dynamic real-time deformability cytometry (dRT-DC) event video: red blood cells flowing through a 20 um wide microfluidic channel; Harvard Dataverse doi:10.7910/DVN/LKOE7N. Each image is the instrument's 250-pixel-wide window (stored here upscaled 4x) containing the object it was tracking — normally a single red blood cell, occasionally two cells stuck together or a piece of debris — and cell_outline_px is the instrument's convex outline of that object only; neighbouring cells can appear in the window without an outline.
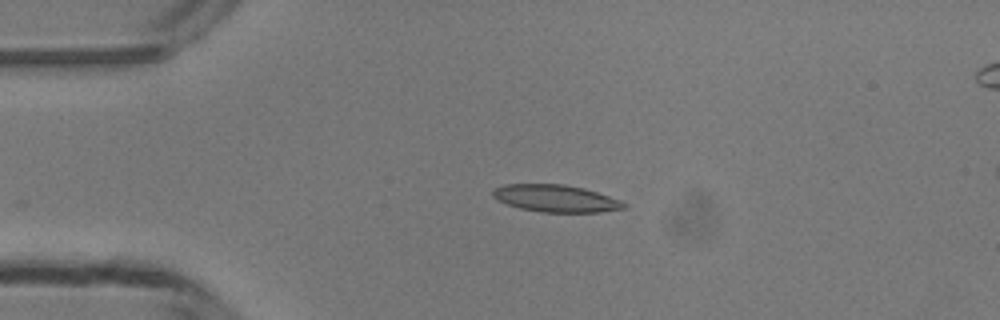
{"species": "common noctule bat (a hibernating species)", "species_latin": "Nyctalus noctula", "temperature_condition": "room temperature", "stored_images_in_passage": 32, "camera_frame_rate_fps": 3000, "um_per_image_px": 0.085, "animal": {"sex": "male", "body_mass_g": 13.3}, "frame": {"image": 1, "passage_image": 1, "time_ms": 0.0, "image_size_px": [1000, 320], "cell_outline_px": [[628, 204], [624, 208], [600, 212], [540, 212], [520, 208], [508, 204], [492, 196], [492, 192], [496, 188], [504, 184], [564, 184], [584, 188], [620, 200]], "centroid_in_image_um": [47.25, 16.86], "position_along_channel_um": 37.7, "area_um2": 20.58}}
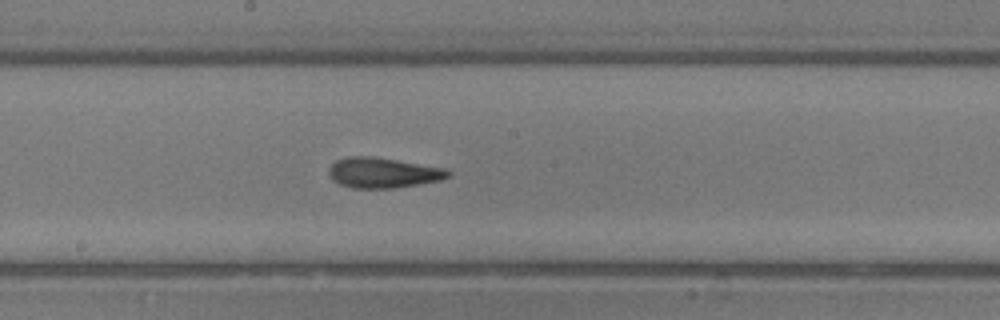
{"frame": {"image": 2, "passage_image": 16, "time_ms": 5.0, "image_size_px": [1000, 320], "cell_outline_px": [[452, 176], [440, 180], [420, 184], [396, 188], [352, 188], [340, 184], [332, 180], [328, 176], [328, 168], [336, 160], [348, 156], [372, 156], [448, 168], [452, 172]], "centroid_in_image_um": [32.58, 14.68], "position_along_channel_um": 215.6, "area_um2": 21.44}}
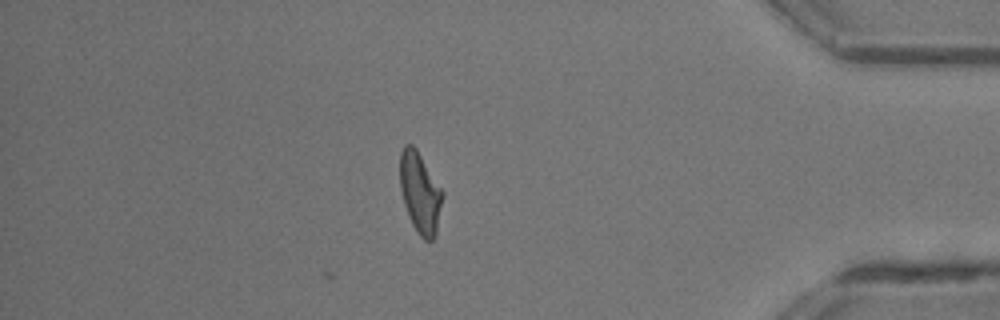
{"frame": {"image": 3, "passage_image": 32, "time_ms": 10.333, "image_size_px": [1000, 320], "cell_outline_px": [[444, 196], [436, 236], [432, 240], [424, 240], [416, 232], [408, 216], [404, 204], [400, 188], [400, 152], [404, 144], [412, 144], [416, 148], [444, 192]], "centroid_in_image_um": [35.72, 16.4], "position_along_channel_um": 399.5, "area_um2": 20.35}, "authors_computed_cell_mechanics": {"area_um2": 20.5768, "velocity_mm_per_s": 4.2016, "shape_relaxation_time_tau1_ms": 4.353, "shape_relaxation_time_tau2_ms": 2.4451, "deformation_change_tau1": 0.1687, "deformation_change_tau2": 0.1249}}